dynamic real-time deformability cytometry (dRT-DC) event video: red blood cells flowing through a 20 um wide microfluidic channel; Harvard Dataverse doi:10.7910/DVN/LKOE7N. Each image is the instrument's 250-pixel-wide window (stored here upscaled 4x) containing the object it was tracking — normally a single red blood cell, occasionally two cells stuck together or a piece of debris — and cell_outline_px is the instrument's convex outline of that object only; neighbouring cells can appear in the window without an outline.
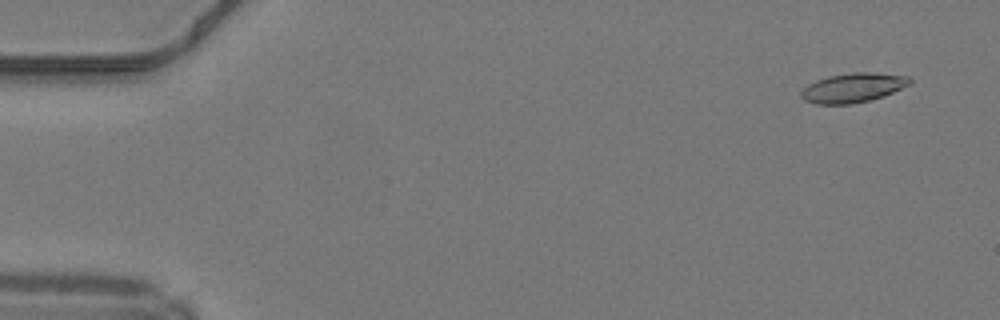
{"species": "common noctule bat (a hibernating species)", "species_latin": "Nyctalus noctula", "temperature_condition": "warm", "stored_images_in_passage": 49, "camera_frame_rate_fps": 3000, "um_per_image_px": 0.085, "animal": {"sex": "male", "body_mass_g": 19.2, "forearm_length_mm": 51.8}, "frame": {"image": 1, "passage_image": 3, "time_ms": 0.667, "image_size_px": [1000, 320], "cell_outline_px": [[912, 84], [884, 96], [852, 104], [816, 104], [804, 100], [800, 96], [800, 92], [808, 84], [816, 80], [828, 76], [852, 72], [868, 72], [908, 76], [912, 80]], "centroid_in_image_um": [72.51, 7.46], "position_along_channel_um": 12.5, "area_um2": 18.67}}
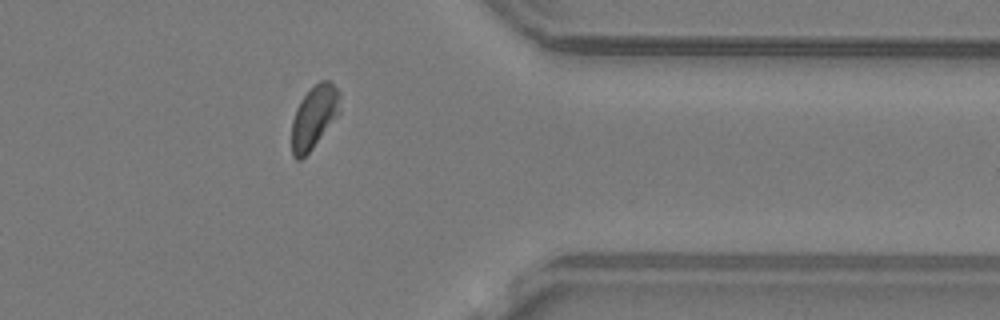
{"frame": {"image": 2, "passage_image": 40, "time_ms": 13.0, "image_size_px": [1000, 320], "cell_outline_px": [[340, 112], [312, 148], [300, 160], [296, 160], [292, 156], [292, 120], [296, 108], [300, 100], [320, 80], [328, 80], [340, 92]], "centroid_in_image_um": [26.69, 9.94], "position_along_channel_um": 384.7, "area_um2": 17.46}}
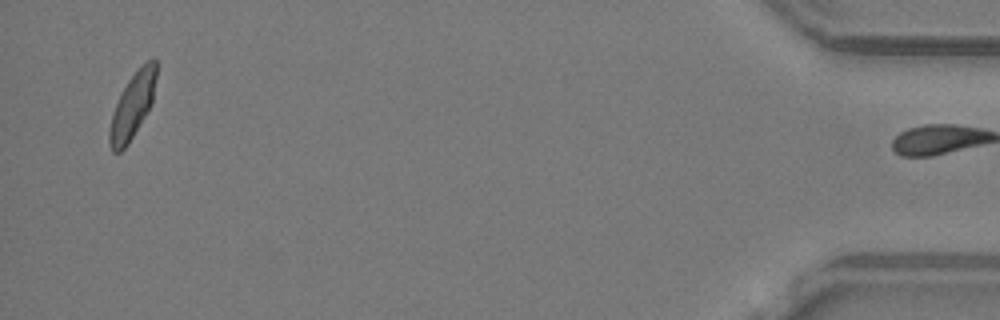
{"frame": {"image": 3, "passage_image": 48, "time_ms": 15.667, "image_size_px": [1000, 320], "cell_outline_px": [[156, 76], [152, 104], [128, 144], [120, 152], [112, 152], [108, 140], [108, 128], [112, 112], [128, 80], [148, 60], [156, 60]], "centroid_in_image_um": [11.23, 9.05], "position_along_channel_um": 424.0, "area_um2": 17.51}, "authors_computed_cell_mechanics": {"area_um2": 18.4382, "velocity_mm_per_s": 4.2121, "shape_relaxation_time_tau1_ms": 6.9877, "shape_relaxation_time_tau2_ms": 1.6386, "deformation_change_tau1": 0.1926, "deformation_change_tau2": 0.0748}}